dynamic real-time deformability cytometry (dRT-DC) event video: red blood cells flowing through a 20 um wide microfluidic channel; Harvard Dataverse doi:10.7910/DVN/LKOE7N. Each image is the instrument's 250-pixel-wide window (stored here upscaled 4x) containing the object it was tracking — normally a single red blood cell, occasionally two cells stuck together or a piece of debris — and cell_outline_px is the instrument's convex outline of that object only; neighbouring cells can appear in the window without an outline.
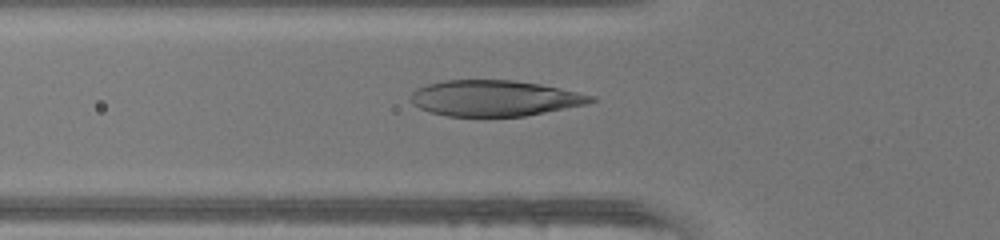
{"species": "human", "species_latin": "Homo sapiens", "temperature_condition": "warm", "stored_images_in_passage": 48, "camera_frame_rate_fps": 3000, "um_per_image_px": 0.085, "donor": {"sex": "female"}, "frame": {"image": 1, "passage_image": 17, "time_ms": 5.333, "image_size_px": [1000, 240], "cell_outline_px": [[596, 100], [588, 104], [524, 116], [448, 116], [432, 112], [420, 108], [412, 104], [408, 100], [408, 96], [416, 88], [428, 84], [444, 80], [512, 80], [540, 84], [560, 88], [596, 96]], "centroid_in_image_um": [42.02, 8.34], "position_along_channel_um": 83.8, "area_um2": 37.74}}
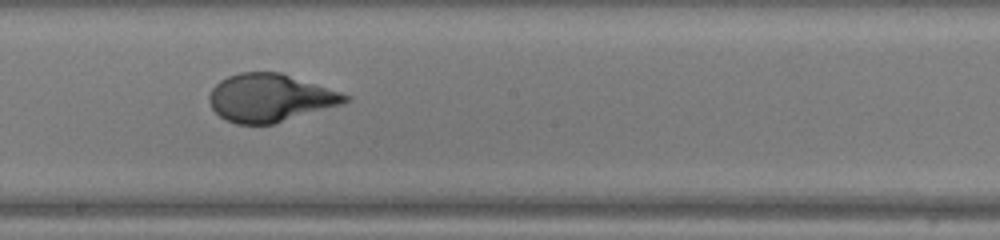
{"frame": {"image": 2, "passage_image": 27, "time_ms": 8.667, "image_size_px": [1000, 240], "cell_outline_px": [[352, 100], [340, 104], [272, 124], [236, 124], [220, 116], [212, 108], [208, 100], [208, 96], [212, 88], [220, 80], [228, 76], [240, 72], [280, 72], [352, 96]], "centroid_in_image_um": [22.93, 8.31], "position_along_channel_um": 225.3, "area_um2": 37.51}}
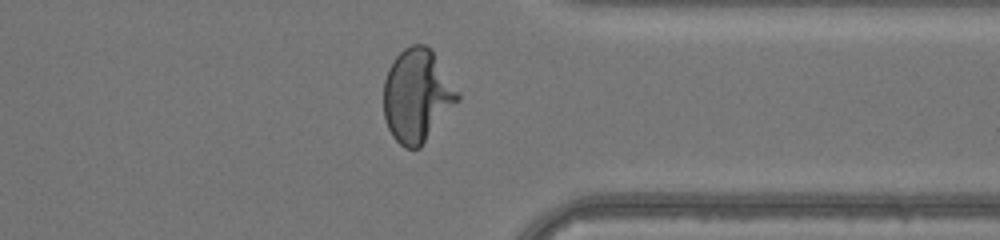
{"frame": {"image": 3, "passage_image": 38, "time_ms": 12.333, "image_size_px": [1000, 240], "cell_outline_px": [[460, 100], [420, 148], [404, 148], [392, 136], [388, 128], [384, 116], [384, 80], [388, 68], [396, 56], [404, 48], [412, 44], [424, 44], [432, 48], [460, 96]], "centroid_in_image_um": [35.45, 8.12], "position_along_channel_um": 376.0, "area_um2": 40.17}, "authors_computed_cell_mechanics": {"area_um2": 39.1017, "velocity_mm_per_s": 4.2505, "shape_relaxation_time_tau1_ms": 4.4538, "shape_relaxation_time_tau2_ms": null, "deformation_change_tau1": 0.2839, "deformation_change_tau2": null}}